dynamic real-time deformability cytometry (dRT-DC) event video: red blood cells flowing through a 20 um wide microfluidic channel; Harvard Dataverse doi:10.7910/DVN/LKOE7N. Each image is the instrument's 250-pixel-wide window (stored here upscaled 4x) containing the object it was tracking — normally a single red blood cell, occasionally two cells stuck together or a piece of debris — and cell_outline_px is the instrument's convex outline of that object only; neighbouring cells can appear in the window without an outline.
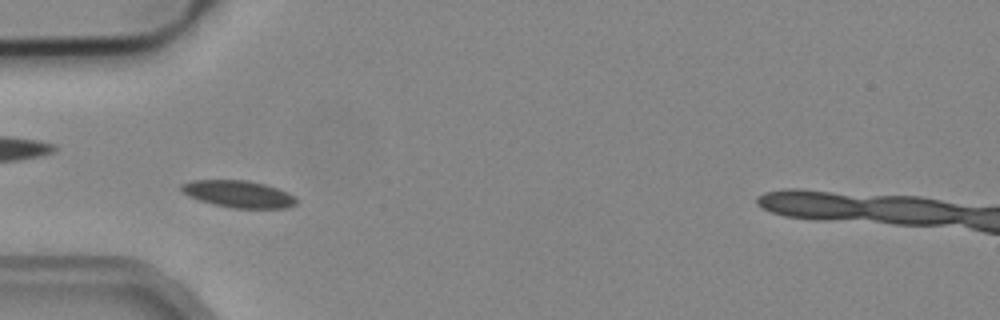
{"species": "common noctule bat (a hibernating species)", "species_latin": "Nyctalus noctula", "temperature_condition": "cold", "stored_images_in_passage": 7, "camera_frame_rate_fps": 3000, "um_per_image_px": 0.085, "animal": {"sex": "male", "body_mass_g": 19.2, "forearm_length_mm": 51.8}, "frame": {"image": 1, "passage_image": 3, "time_ms": 0.667, "image_size_px": [1000, 320], "cell_outline_px": [[296, 204], [284, 208], [232, 208], [212, 204], [188, 196], [180, 192], [180, 184], [192, 180], [248, 180], [264, 184], [288, 192], [296, 196]], "centroid_in_image_um": [20.23, 16.49], "position_along_channel_um": 64.8, "area_um2": 18.21}}
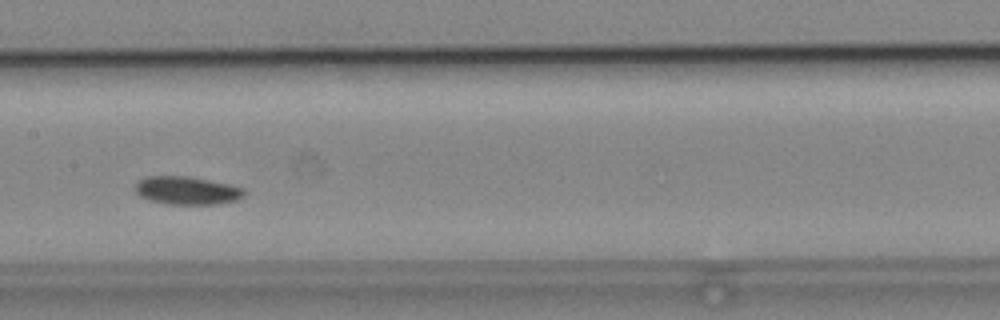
{"frame": {"image": 2, "passage_image": 6, "time_ms": 1.667, "image_size_px": [1000, 320], "cell_outline_px": [[244, 196], [236, 200], [220, 204], [164, 204], [148, 200], [140, 196], [132, 188], [140, 180], [148, 176], [188, 176], [228, 184], [244, 188]], "centroid_in_image_um": [15.86, 16.2], "position_along_channel_um": 191.5, "area_um2": 17.92}}
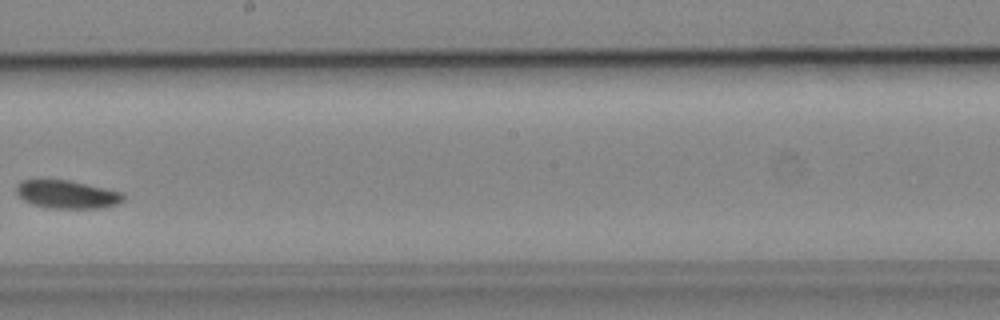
{"frame": {"image": 3, "passage_image": 7, "time_ms": 2.0, "image_size_px": [1000, 320], "cell_outline_px": [[124, 200], [116, 204], [100, 208], [48, 208], [32, 204], [24, 200], [16, 192], [16, 188], [24, 180], [68, 180], [104, 188], [120, 192], [124, 196]], "centroid_in_image_um": [5.7, 16.53], "position_along_channel_um": 242.5, "area_um2": 17.17}}